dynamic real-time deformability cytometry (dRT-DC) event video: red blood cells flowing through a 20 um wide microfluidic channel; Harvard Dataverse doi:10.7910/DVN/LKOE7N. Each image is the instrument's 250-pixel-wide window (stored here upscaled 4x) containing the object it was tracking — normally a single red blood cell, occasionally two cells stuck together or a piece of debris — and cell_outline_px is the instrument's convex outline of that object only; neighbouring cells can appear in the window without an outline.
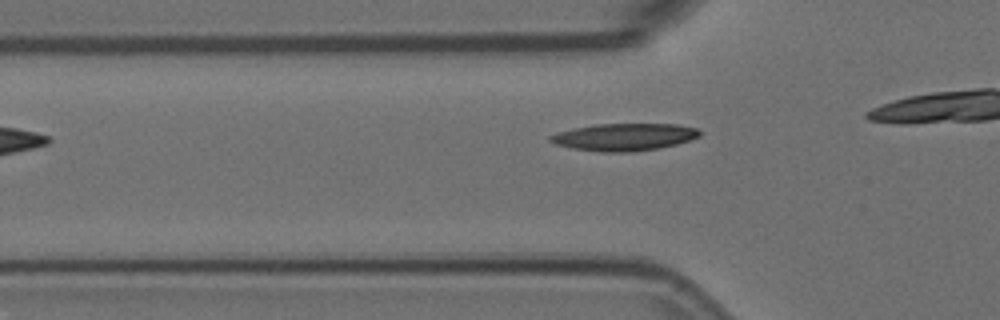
{"species": "Egyptian fruit bat (a non-hibernating species)", "species_latin": "Rousettus aegyptiacus", "temperature_condition": "room temperature", "stored_images_in_passage": 12, "camera_frame_rate_fps": 3000, "um_per_image_px": 0.085, "animal": {"sex": "female"}, "frame": {"image": 1, "passage_image": 3, "time_ms": 0.667, "image_size_px": [1000, 320], "cell_outline_px": [[700, 136], [676, 144], [660, 148], [632, 152], [600, 152], [572, 148], [556, 144], [548, 140], [548, 136], [556, 132], [596, 124], [676, 124], [696, 128], [700, 132]], "centroid_in_image_um": [53.03, 11.65], "position_along_channel_um": 72.8, "area_um2": 23.7}}
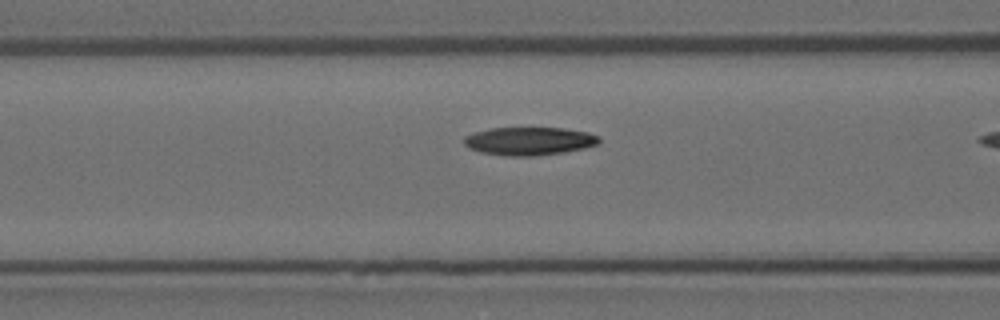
{"frame": {"image": 2, "passage_image": 7, "time_ms": 2.0, "image_size_px": [1000, 320], "cell_outline_px": [[600, 144], [584, 148], [564, 152], [536, 156], [508, 156], [480, 152], [468, 148], [464, 144], [464, 136], [488, 128], [564, 128], [588, 132], [600, 136]], "centroid_in_image_um": [45.0, 11.99], "position_along_channel_um": 121.6, "area_um2": 22.31}}
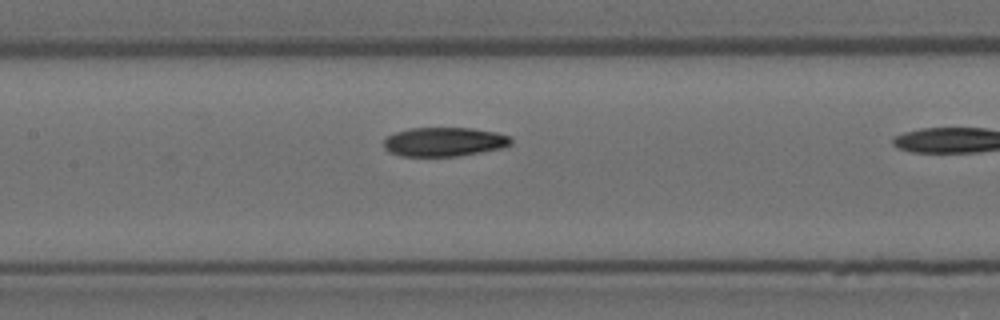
{"frame": {"image": 3, "passage_image": 11, "time_ms": 3.333, "image_size_px": [1000, 320], "cell_outline_px": [[512, 144], [504, 148], [456, 156], [400, 156], [384, 148], [384, 140], [388, 136], [396, 132], [408, 128], [472, 128], [496, 132], [508, 136], [512, 140]], "centroid_in_image_um": [37.77, 12.05], "position_along_channel_um": 169.6, "area_um2": 21.5}}